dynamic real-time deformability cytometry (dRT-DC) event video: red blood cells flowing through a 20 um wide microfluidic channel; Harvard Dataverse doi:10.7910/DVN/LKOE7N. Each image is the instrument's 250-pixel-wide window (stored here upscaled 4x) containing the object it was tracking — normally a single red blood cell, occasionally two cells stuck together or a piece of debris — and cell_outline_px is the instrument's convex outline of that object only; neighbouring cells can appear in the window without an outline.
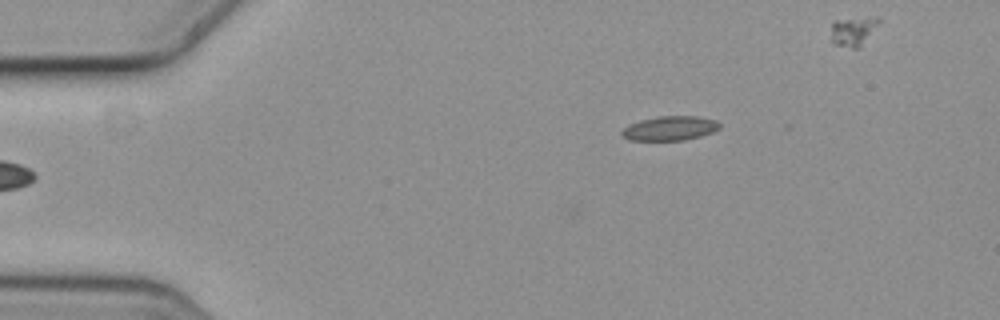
{"species": "common noctule bat (a hibernating species)", "species_latin": "Nyctalus noctula", "temperature_condition": "cold", "stored_images_in_passage": 3, "camera_frame_rate_fps": 3000, "um_per_image_px": 0.085, "animal": {"sex": "female", "body_mass_g": 19.3, "forearm_length_mm": 54.1}, "frame": {"image": 1, "passage_image": 3, "time_ms": 0.667, "image_size_px": [1000, 320], "cell_outline_px": [[720, 128], [712, 132], [700, 136], [684, 140], [628, 140], [620, 132], [628, 124], [640, 120], [660, 116], [696, 116], [716, 120], [720, 124]], "centroid_in_image_um": [56.94, 10.9], "position_along_channel_um": 28.1, "area_um2": 13.81}}